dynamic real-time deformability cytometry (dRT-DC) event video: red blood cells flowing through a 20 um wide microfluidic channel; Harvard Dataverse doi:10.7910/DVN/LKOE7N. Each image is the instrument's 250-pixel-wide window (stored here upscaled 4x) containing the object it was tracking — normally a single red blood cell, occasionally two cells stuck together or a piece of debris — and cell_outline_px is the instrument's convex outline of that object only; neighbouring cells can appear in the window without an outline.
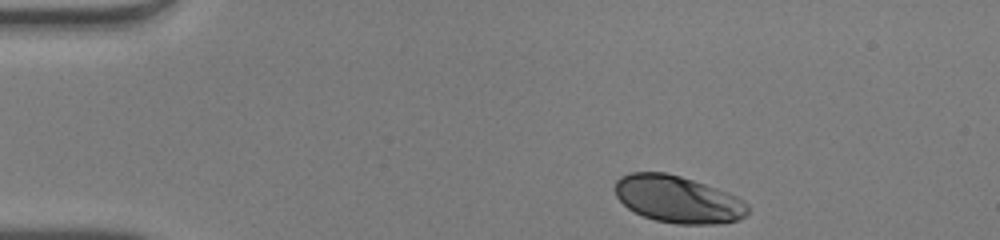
{"species": "human", "species_latin": "Homo sapiens", "temperature_condition": "warm", "stored_images_in_passage": 35, "camera_frame_rate_fps": 3000, "um_per_image_px": 0.085, "donor": {"sex": "male"}, "frame": {"image": 1, "passage_image": 1, "time_ms": 0.0, "image_size_px": [1000, 240], "cell_outline_px": [[748, 212], [740, 220], [720, 224], [676, 224], [656, 220], [644, 216], [628, 208], [616, 196], [612, 188], [616, 180], [620, 176], [628, 172], [664, 172], [680, 176], [728, 192], [744, 200], [748, 204]], "centroid_in_image_um": [57.61, 16.94], "position_along_channel_um": 27.4, "area_um2": 36.65}}
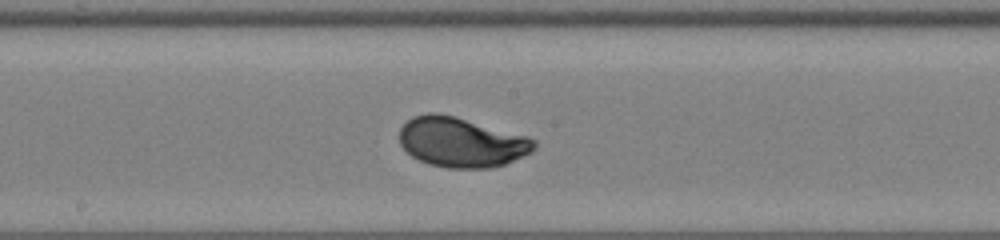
{"frame": {"image": 2, "passage_image": 20, "time_ms": 6.333, "image_size_px": [1000, 240], "cell_outline_px": [[536, 148], [532, 152], [504, 164], [488, 168], [448, 168], [428, 164], [412, 156], [400, 144], [400, 128], [412, 116], [428, 112], [436, 112], [452, 116], [528, 136], [536, 140]], "centroid_in_image_um": [39.22, 12.09], "position_along_channel_um": 209.0, "area_um2": 38.96}}
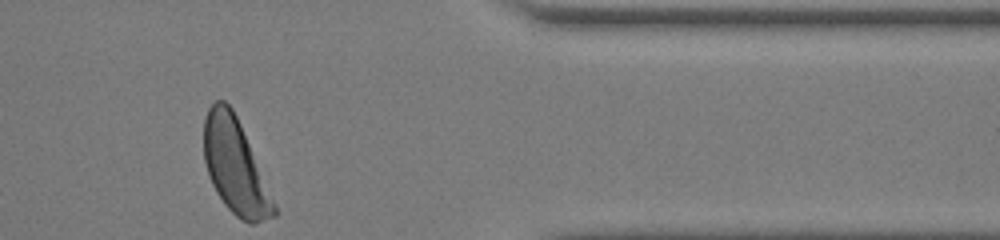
{"frame": {"image": 3, "passage_image": 35, "time_ms": 11.333, "image_size_px": [1000, 240], "cell_outline_px": [[276, 216], [256, 224], [248, 224], [240, 220], [224, 204], [216, 192], [212, 184], [204, 160], [204, 120], [208, 108], [216, 100], [224, 100], [232, 108], [240, 124], [276, 208]], "centroid_in_image_um": [19.96, 14.17], "position_along_channel_um": 391.4, "area_um2": 37.92}, "authors_computed_cell_mechanics": {"area_um2": 38.3214, "velocity_mm_per_s": 4.0585, "shape_relaxation_time_tau1_ms": 2.581, "shape_relaxation_time_tau2_ms": null, "deformation_change_tau1": 0.1619, "deformation_change_tau2": null}}